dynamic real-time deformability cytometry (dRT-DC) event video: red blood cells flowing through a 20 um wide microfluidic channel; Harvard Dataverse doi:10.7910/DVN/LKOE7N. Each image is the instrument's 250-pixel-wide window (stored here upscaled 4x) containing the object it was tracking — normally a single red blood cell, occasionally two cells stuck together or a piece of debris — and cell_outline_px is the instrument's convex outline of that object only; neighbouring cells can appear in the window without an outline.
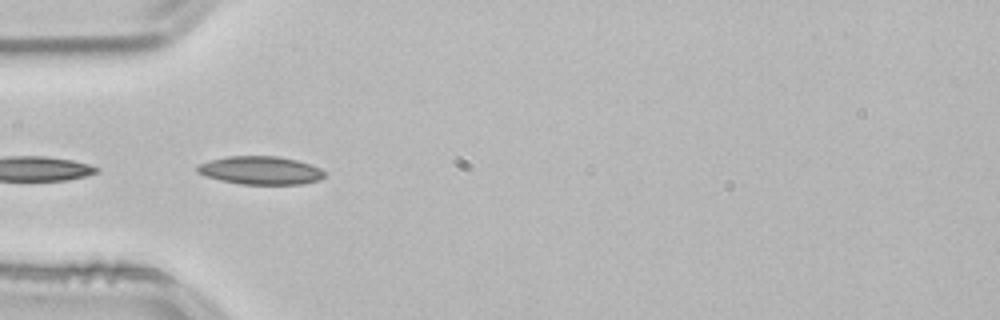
{"species": "common noctule bat (a hibernating species)", "species_latin": "Nyctalus noctula", "temperature_condition": "room temperature", "stored_images_in_passage": 40, "camera_frame_rate_fps": 3000, "um_per_image_px": 0.085, "animal": {"sex": "male", "body_mass_g": 21.5, "forearm_length_mm": 52.0}, "frame": {"image": 1, "passage_image": 17, "time_ms": 5.333, "image_size_px": [1000, 320], "cell_outline_px": [[328, 176], [320, 180], [300, 184], [240, 184], [220, 180], [204, 176], [196, 172], [196, 168], [200, 164], [212, 160], [228, 156], [276, 156], [296, 160], [320, 168]], "centroid_in_image_um": [22.15, 14.49], "position_along_channel_um": 62.8, "area_um2": 20.87}}